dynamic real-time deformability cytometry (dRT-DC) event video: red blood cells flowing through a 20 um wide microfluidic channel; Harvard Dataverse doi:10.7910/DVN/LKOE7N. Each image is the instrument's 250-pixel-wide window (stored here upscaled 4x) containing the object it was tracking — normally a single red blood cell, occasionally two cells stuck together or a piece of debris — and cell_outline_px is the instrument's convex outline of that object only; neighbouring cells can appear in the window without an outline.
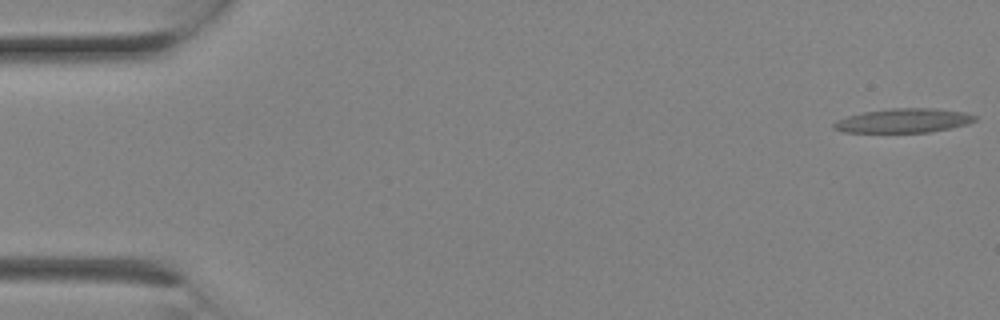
{"species": "Egyptian fruit bat (a non-hibernating species)", "species_latin": "Rousettus aegyptiacus", "temperature_condition": "room temperature", "stored_images_in_passage": 3, "camera_frame_rate_fps": 3000, "um_per_image_px": 0.085, "animal": {"sex": "female"}, "frame": {"image": 1, "passage_image": 1, "time_ms": 0.0, "image_size_px": [1000, 320], "cell_outline_px": [[976, 120], [968, 124], [952, 128], [928, 132], [844, 132], [832, 128], [832, 124], [836, 120], [848, 116], [864, 112], [892, 108], [936, 108], [964, 112], [976, 116]], "centroid_in_image_um": [76.81, 10.25], "position_along_channel_um": 8.2, "area_um2": 19.88}}